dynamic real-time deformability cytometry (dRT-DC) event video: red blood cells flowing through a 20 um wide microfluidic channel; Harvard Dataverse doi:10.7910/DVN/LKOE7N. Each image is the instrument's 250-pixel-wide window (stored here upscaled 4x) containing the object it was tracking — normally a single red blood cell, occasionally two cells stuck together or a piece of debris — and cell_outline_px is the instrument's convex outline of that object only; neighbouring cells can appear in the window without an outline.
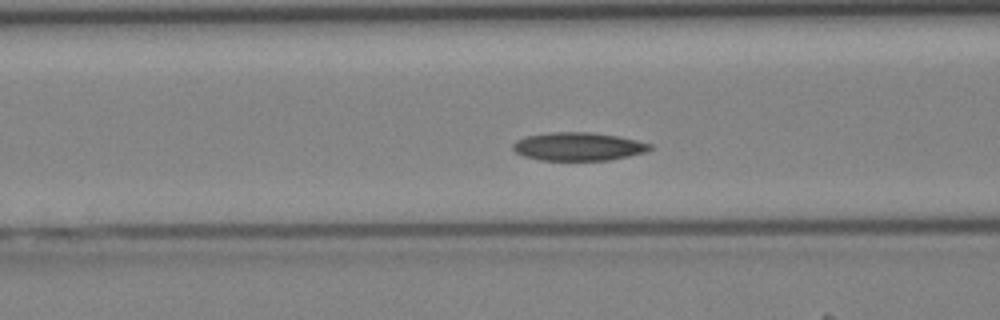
{"species": "Egyptian fruit bat (a non-hibernating species)", "species_latin": "Rousettus aegyptiacus", "temperature_condition": "cold", "stored_images_in_passage": 41, "camera_frame_rate_fps": 3000, "um_per_image_px": 0.085, "animal": {"sex": "female"}, "frame": {"image": 1, "passage_image": 15, "time_ms": 4.667, "image_size_px": [1000, 320], "cell_outline_px": [[652, 148], [644, 152], [628, 156], [608, 160], [540, 160], [524, 156], [516, 152], [512, 148], [512, 144], [516, 140], [524, 136], [552, 132], [592, 132], [616, 136], [636, 140], [652, 144]], "centroid_in_image_um": [49.12, 12.45], "position_along_channel_um": 117.5, "area_um2": 22.48}}
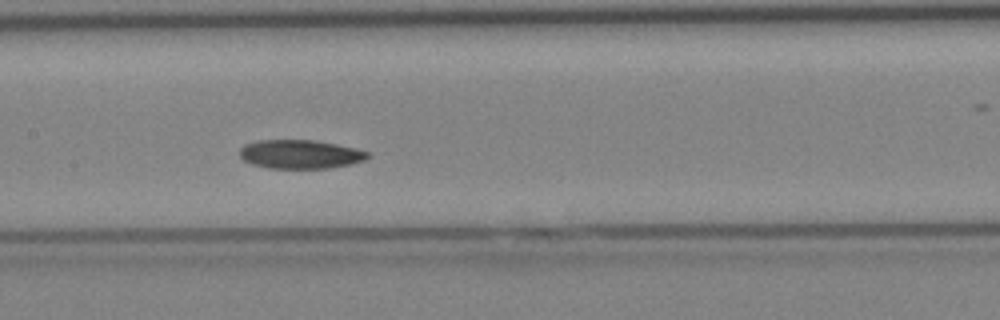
{"frame": {"image": 2, "passage_image": 19, "time_ms": 6.0, "image_size_px": [1000, 320], "cell_outline_px": [[372, 156], [364, 160], [352, 164], [328, 168], [268, 168], [252, 164], [244, 160], [240, 156], [240, 148], [244, 144], [256, 140], [316, 140], [356, 148], [368, 152]], "centroid_in_image_um": [25.53, 13.1], "position_along_channel_um": 181.9, "area_um2": 21.62}}
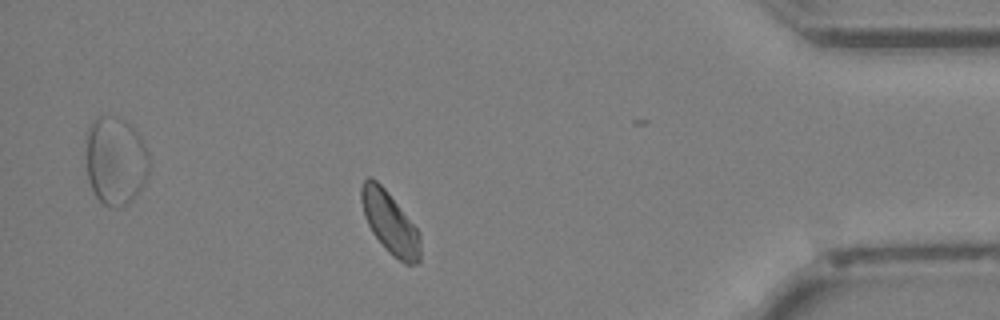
{"frame": {"image": 3, "passage_image": 35, "time_ms": 11.333, "image_size_px": [1000, 320], "cell_outline_px": [[420, 260], [416, 264], [404, 264], [392, 256], [388, 252], [372, 232], [364, 216], [360, 200], [360, 188], [364, 180], [368, 176], [372, 176], [384, 188], [420, 232]], "centroid_in_image_um": [33.13, 18.94], "position_along_channel_um": 402.1, "area_um2": 21.33}}